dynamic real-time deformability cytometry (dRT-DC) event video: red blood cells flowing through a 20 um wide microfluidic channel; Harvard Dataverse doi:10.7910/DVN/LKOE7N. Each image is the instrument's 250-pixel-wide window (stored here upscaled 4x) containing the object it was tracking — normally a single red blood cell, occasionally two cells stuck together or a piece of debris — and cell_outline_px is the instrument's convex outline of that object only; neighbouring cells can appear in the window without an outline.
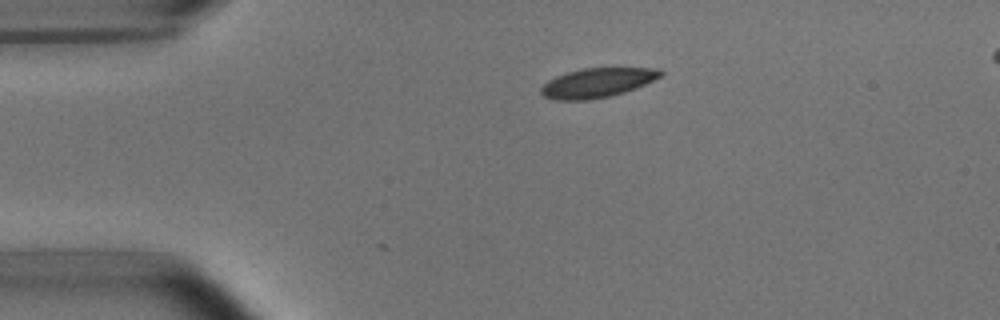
{"species": "common noctule bat (a hibernating species)", "species_latin": "Nyctalus noctula", "temperature_condition": "room temperature", "stored_images_in_passage": 2, "camera_frame_rate_fps": 3000, "um_per_image_px": 0.085, "animal": {"sex": "male", "body_mass_g": 15.6}, "frame": {"image": 1, "passage_image": 2, "time_ms": 0.333, "image_size_px": [1000, 320], "cell_outline_px": [[664, 72], [660, 76], [636, 88], [624, 92], [608, 96], [588, 100], [556, 100], [544, 96], [540, 92], [540, 88], [548, 80], [556, 76], [568, 72], [584, 68], [660, 68]], "centroid_in_image_um": [50.75, 7.03], "position_along_channel_um": 34.3, "area_um2": 20.29}}